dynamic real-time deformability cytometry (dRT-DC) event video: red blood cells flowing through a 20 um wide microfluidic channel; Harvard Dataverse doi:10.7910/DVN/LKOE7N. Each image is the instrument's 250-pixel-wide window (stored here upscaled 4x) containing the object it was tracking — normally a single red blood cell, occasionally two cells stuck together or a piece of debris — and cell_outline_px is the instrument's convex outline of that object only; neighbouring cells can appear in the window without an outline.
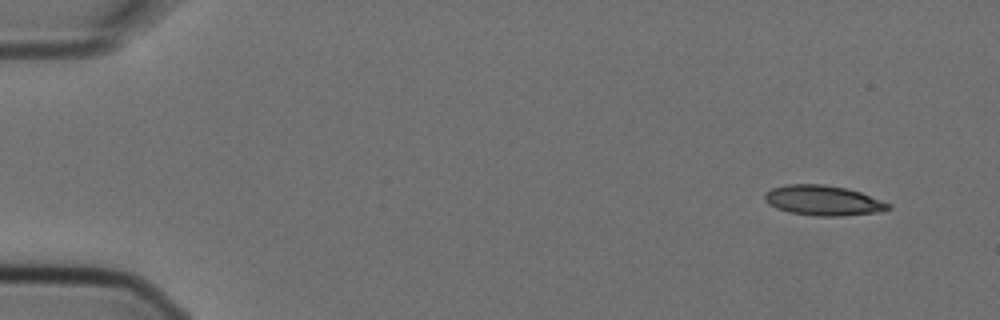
{"species": "Egyptian fruit bat (a non-hibernating species)", "species_latin": "Rousettus aegyptiacus", "temperature_condition": "cold", "stored_images_in_passage": 7, "camera_frame_rate_fps": 3000, "um_per_image_px": 0.085, "animal": {"sex": "female"}, "frame": {"image": 1, "passage_image": 1, "time_ms": 0.0, "image_size_px": [1000, 320], "cell_outline_px": [[892, 208], [884, 212], [840, 216], [816, 216], [788, 212], [776, 208], [768, 204], [764, 200], [764, 196], [772, 188], [788, 184], [824, 184], [844, 188], [860, 192], [892, 204]], "centroid_in_image_um": [70.01, 17.05], "position_along_channel_um": 15.0, "area_um2": 21.79}}
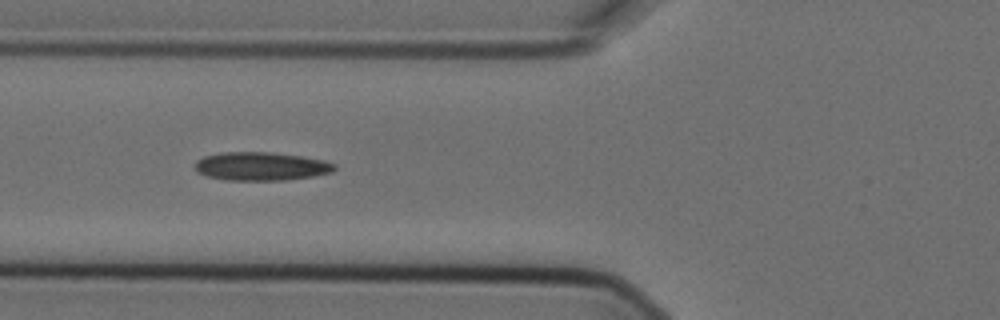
{"frame": {"image": 2, "passage_image": 6, "time_ms": 1.667, "image_size_px": [1000, 320], "cell_outline_px": [[336, 168], [332, 172], [312, 176], [284, 180], [228, 180], [208, 176], [196, 172], [196, 160], [204, 156], [220, 152], [272, 152], [300, 156], [324, 160], [336, 164]], "centroid_in_image_um": [22.19, 14.13], "position_along_channel_um": 103.6, "area_um2": 23.06}}
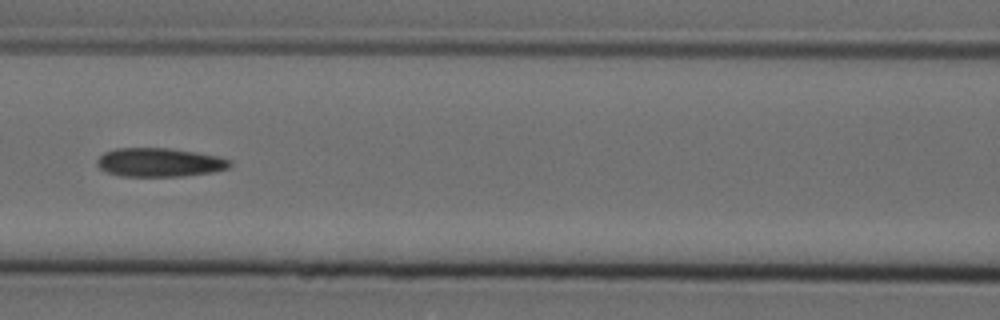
{"frame": {"image": 3, "passage_image": 7, "time_ms": 2.0, "image_size_px": [1000, 320], "cell_outline_px": [[232, 164], [228, 168], [212, 172], [184, 176], [124, 176], [108, 172], [100, 168], [96, 164], [96, 160], [104, 152], [116, 148], [168, 148], [196, 152], [216, 156], [232, 160]], "centroid_in_image_um": [13.56, 13.8], "position_along_channel_um": 153.0, "area_um2": 22.2}}